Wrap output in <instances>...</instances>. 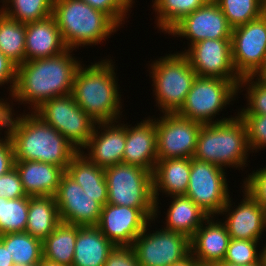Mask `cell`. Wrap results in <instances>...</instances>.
<instances>
[{
    "mask_svg": "<svg viewBox=\"0 0 266 266\" xmlns=\"http://www.w3.org/2000/svg\"><path fill=\"white\" fill-rule=\"evenodd\" d=\"M266 84V63L264 68L255 76Z\"/></svg>",
    "mask_w": 266,
    "mask_h": 266,
    "instance_id": "obj_49",
    "label": "cell"
},
{
    "mask_svg": "<svg viewBox=\"0 0 266 266\" xmlns=\"http://www.w3.org/2000/svg\"><path fill=\"white\" fill-rule=\"evenodd\" d=\"M94 9L107 14L118 26H121L125 16L131 8L133 0H81Z\"/></svg>",
    "mask_w": 266,
    "mask_h": 266,
    "instance_id": "obj_39",
    "label": "cell"
},
{
    "mask_svg": "<svg viewBox=\"0 0 266 266\" xmlns=\"http://www.w3.org/2000/svg\"><path fill=\"white\" fill-rule=\"evenodd\" d=\"M104 172L107 203L132 208H155L151 172L125 163L106 167Z\"/></svg>",
    "mask_w": 266,
    "mask_h": 266,
    "instance_id": "obj_8",
    "label": "cell"
},
{
    "mask_svg": "<svg viewBox=\"0 0 266 266\" xmlns=\"http://www.w3.org/2000/svg\"><path fill=\"white\" fill-rule=\"evenodd\" d=\"M254 77L245 76L239 82L238 89L244 88L245 84L248 86L246 88L248 107L241 109V112H238L239 115H266V84L258 77L254 81Z\"/></svg>",
    "mask_w": 266,
    "mask_h": 266,
    "instance_id": "obj_36",
    "label": "cell"
},
{
    "mask_svg": "<svg viewBox=\"0 0 266 266\" xmlns=\"http://www.w3.org/2000/svg\"><path fill=\"white\" fill-rule=\"evenodd\" d=\"M259 241L230 238L226 256L222 262L247 265L254 264L262 258V251L258 252ZM261 252V253H260Z\"/></svg>",
    "mask_w": 266,
    "mask_h": 266,
    "instance_id": "obj_37",
    "label": "cell"
},
{
    "mask_svg": "<svg viewBox=\"0 0 266 266\" xmlns=\"http://www.w3.org/2000/svg\"><path fill=\"white\" fill-rule=\"evenodd\" d=\"M96 125L97 129L95 126L88 144L84 147L89 149V153H85V156L102 168L123 163L126 125L120 123L116 125L115 122L96 123ZM98 129H101V133Z\"/></svg>",
    "mask_w": 266,
    "mask_h": 266,
    "instance_id": "obj_18",
    "label": "cell"
},
{
    "mask_svg": "<svg viewBox=\"0 0 266 266\" xmlns=\"http://www.w3.org/2000/svg\"><path fill=\"white\" fill-rule=\"evenodd\" d=\"M66 173L95 201L102 206L107 203V181L104 168L92 163L84 155L83 149L69 163Z\"/></svg>",
    "mask_w": 266,
    "mask_h": 266,
    "instance_id": "obj_26",
    "label": "cell"
},
{
    "mask_svg": "<svg viewBox=\"0 0 266 266\" xmlns=\"http://www.w3.org/2000/svg\"><path fill=\"white\" fill-rule=\"evenodd\" d=\"M157 161L155 118L145 119L131 128L126 125L123 163L142 167L153 174Z\"/></svg>",
    "mask_w": 266,
    "mask_h": 266,
    "instance_id": "obj_20",
    "label": "cell"
},
{
    "mask_svg": "<svg viewBox=\"0 0 266 266\" xmlns=\"http://www.w3.org/2000/svg\"><path fill=\"white\" fill-rule=\"evenodd\" d=\"M266 245V244H265ZM262 257L264 259L265 262V266H266V246L264 247V249H262Z\"/></svg>",
    "mask_w": 266,
    "mask_h": 266,
    "instance_id": "obj_52",
    "label": "cell"
},
{
    "mask_svg": "<svg viewBox=\"0 0 266 266\" xmlns=\"http://www.w3.org/2000/svg\"><path fill=\"white\" fill-rule=\"evenodd\" d=\"M4 4H7L6 7L3 6L0 10L22 24L44 19L52 15L53 9V0H5Z\"/></svg>",
    "mask_w": 266,
    "mask_h": 266,
    "instance_id": "obj_33",
    "label": "cell"
},
{
    "mask_svg": "<svg viewBox=\"0 0 266 266\" xmlns=\"http://www.w3.org/2000/svg\"><path fill=\"white\" fill-rule=\"evenodd\" d=\"M17 66L0 51V86L10 83L13 92L16 83ZM12 84V85H11Z\"/></svg>",
    "mask_w": 266,
    "mask_h": 266,
    "instance_id": "obj_44",
    "label": "cell"
},
{
    "mask_svg": "<svg viewBox=\"0 0 266 266\" xmlns=\"http://www.w3.org/2000/svg\"><path fill=\"white\" fill-rule=\"evenodd\" d=\"M248 136V144L252 152L266 146V115H240Z\"/></svg>",
    "mask_w": 266,
    "mask_h": 266,
    "instance_id": "obj_38",
    "label": "cell"
},
{
    "mask_svg": "<svg viewBox=\"0 0 266 266\" xmlns=\"http://www.w3.org/2000/svg\"><path fill=\"white\" fill-rule=\"evenodd\" d=\"M66 49L53 15L26 24L25 61L52 57Z\"/></svg>",
    "mask_w": 266,
    "mask_h": 266,
    "instance_id": "obj_22",
    "label": "cell"
},
{
    "mask_svg": "<svg viewBox=\"0 0 266 266\" xmlns=\"http://www.w3.org/2000/svg\"><path fill=\"white\" fill-rule=\"evenodd\" d=\"M244 190L264 209L266 208V167L260 168L244 180Z\"/></svg>",
    "mask_w": 266,
    "mask_h": 266,
    "instance_id": "obj_40",
    "label": "cell"
},
{
    "mask_svg": "<svg viewBox=\"0 0 266 266\" xmlns=\"http://www.w3.org/2000/svg\"><path fill=\"white\" fill-rule=\"evenodd\" d=\"M0 241L8 249L14 263L37 264L43 259L42 240L25 231L0 235Z\"/></svg>",
    "mask_w": 266,
    "mask_h": 266,
    "instance_id": "obj_31",
    "label": "cell"
},
{
    "mask_svg": "<svg viewBox=\"0 0 266 266\" xmlns=\"http://www.w3.org/2000/svg\"><path fill=\"white\" fill-rule=\"evenodd\" d=\"M154 214L155 208H132L106 203L96 227L115 246H132L137 236L155 219Z\"/></svg>",
    "mask_w": 266,
    "mask_h": 266,
    "instance_id": "obj_14",
    "label": "cell"
},
{
    "mask_svg": "<svg viewBox=\"0 0 266 266\" xmlns=\"http://www.w3.org/2000/svg\"><path fill=\"white\" fill-rule=\"evenodd\" d=\"M224 168L191 158L186 196L209 216L220 214L230 195Z\"/></svg>",
    "mask_w": 266,
    "mask_h": 266,
    "instance_id": "obj_11",
    "label": "cell"
},
{
    "mask_svg": "<svg viewBox=\"0 0 266 266\" xmlns=\"http://www.w3.org/2000/svg\"><path fill=\"white\" fill-rule=\"evenodd\" d=\"M14 262L8 249L0 241V266H13Z\"/></svg>",
    "mask_w": 266,
    "mask_h": 266,
    "instance_id": "obj_45",
    "label": "cell"
},
{
    "mask_svg": "<svg viewBox=\"0 0 266 266\" xmlns=\"http://www.w3.org/2000/svg\"><path fill=\"white\" fill-rule=\"evenodd\" d=\"M54 196L61 222L78 226L97 225L103 206L85 193L66 172Z\"/></svg>",
    "mask_w": 266,
    "mask_h": 266,
    "instance_id": "obj_16",
    "label": "cell"
},
{
    "mask_svg": "<svg viewBox=\"0 0 266 266\" xmlns=\"http://www.w3.org/2000/svg\"><path fill=\"white\" fill-rule=\"evenodd\" d=\"M29 196L17 199L0 197V235L24 232L27 224Z\"/></svg>",
    "mask_w": 266,
    "mask_h": 266,
    "instance_id": "obj_35",
    "label": "cell"
},
{
    "mask_svg": "<svg viewBox=\"0 0 266 266\" xmlns=\"http://www.w3.org/2000/svg\"><path fill=\"white\" fill-rule=\"evenodd\" d=\"M146 227L132 245L140 266H172L191 252L190 238L161 229L146 233Z\"/></svg>",
    "mask_w": 266,
    "mask_h": 266,
    "instance_id": "obj_13",
    "label": "cell"
},
{
    "mask_svg": "<svg viewBox=\"0 0 266 266\" xmlns=\"http://www.w3.org/2000/svg\"><path fill=\"white\" fill-rule=\"evenodd\" d=\"M200 263L194 258L190 252L186 257L174 263L172 266H198Z\"/></svg>",
    "mask_w": 266,
    "mask_h": 266,
    "instance_id": "obj_47",
    "label": "cell"
},
{
    "mask_svg": "<svg viewBox=\"0 0 266 266\" xmlns=\"http://www.w3.org/2000/svg\"><path fill=\"white\" fill-rule=\"evenodd\" d=\"M73 50L66 49L58 55L25 61L17 66L12 99L31 103L32 110H36L54 97L71 94L75 73L81 65L70 54Z\"/></svg>",
    "mask_w": 266,
    "mask_h": 266,
    "instance_id": "obj_1",
    "label": "cell"
},
{
    "mask_svg": "<svg viewBox=\"0 0 266 266\" xmlns=\"http://www.w3.org/2000/svg\"><path fill=\"white\" fill-rule=\"evenodd\" d=\"M60 223L55 196H29L26 233L43 241Z\"/></svg>",
    "mask_w": 266,
    "mask_h": 266,
    "instance_id": "obj_28",
    "label": "cell"
},
{
    "mask_svg": "<svg viewBox=\"0 0 266 266\" xmlns=\"http://www.w3.org/2000/svg\"><path fill=\"white\" fill-rule=\"evenodd\" d=\"M2 100L0 99V130L5 129L6 118L9 112L8 103L4 102V99Z\"/></svg>",
    "mask_w": 266,
    "mask_h": 266,
    "instance_id": "obj_46",
    "label": "cell"
},
{
    "mask_svg": "<svg viewBox=\"0 0 266 266\" xmlns=\"http://www.w3.org/2000/svg\"><path fill=\"white\" fill-rule=\"evenodd\" d=\"M232 61L237 74L256 76L266 63V12L235 27L231 35Z\"/></svg>",
    "mask_w": 266,
    "mask_h": 266,
    "instance_id": "obj_10",
    "label": "cell"
},
{
    "mask_svg": "<svg viewBox=\"0 0 266 266\" xmlns=\"http://www.w3.org/2000/svg\"><path fill=\"white\" fill-rule=\"evenodd\" d=\"M33 112L79 151L88 144L96 126V122L77 105L72 94L54 97Z\"/></svg>",
    "mask_w": 266,
    "mask_h": 266,
    "instance_id": "obj_9",
    "label": "cell"
},
{
    "mask_svg": "<svg viewBox=\"0 0 266 266\" xmlns=\"http://www.w3.org/2000/svg\"><path fill=\"white\" fill-rule=\"evenodd\" d=\"M114 247L96 226H78L72 266H104Z\"/></svg>",
    "mask_w": 266,
    "mask_h": 266,
    "instance_id": "obj_25",
    "label": "cell"
},
{
    "mask_svg": "<svg viewBox=\"0 0 266 266\" xmlns=\"http://www.w3.org/2000/svg\"><path fill=\"white\" fill-rule=\"evenodd\" d=\"M14 167L28 196H54L66 172L62 167L39 161H15Z\"/></svg>",
    "mask_w": 266,
    "mask_h": 266,
    "instance_id": "obj_23",
    "label": "cell"
},
{
    "mask_svg": "<svg viewBox=\"0 0 266 266\" xmlns=\"http://www.w3.org/2000/svg\"><path fill=\"white\" fill-rule=\"evenodd\" d=\"M209 0H155L157 27L168 33L184 17L205 5Z\"/></svg>",
    "mask_w": 266,
    "mask_h": 266,
    "instance_id": "obj_32",
    "label": "cell"
},
{
    "mask_svg": "<svg viewBox=\"0 0 266 266\" xmlns=\"http://www.w3.org/2000/svg\"><path fill=\"white\" fill-rule=\"evenodd\" d=\"M233 28L214 0L190 13L169 32L190 39V45L205 39H231Z\"/></svg>",
    "mask_w": 266,
    "mask_h": 266,
    "instance_id": "obj_17",
    "label": "cell"
},
{
    "mask_svg": "<svg viewBox=\"0 0 266 266\" xmlns=\"http://www.w3.org/2000/svg\"><path fill=\"white\" fill-rule=\"evenodd\" d=\"M232 28L259 18L266 12V0H214Z\"/></svg>",
    "mask_w": 266,
    "mask_h": 266,
    "instance_id": "obj_34",
    "label": "cell"
},
{
    "mask_svg": "<svg viewBox=\"0 0 266 266\" xmlns=\"http://www.w3.org/2000/svg\"><path fill=\"white\" fill-rule=\"evenodd\" d=\"M26 24L0 10V51L16 66L25 62Z\"/></svg>",
    "mask_w": 266,
    "mask_h": 266,
    "instance_id": "obj_30",
    "label": "cell"
},
{
    "mask_svg": "<svg viewBox=\"0 0 266 266\" xmlns=\"http://www.w3.org/2000/svg\"><path fill=\"white\" fill-rule=\"evenodd\" d=\"M198 266H217V265H210V264H199Z\"/></svg>",
    "mask_w": 266,
    "mask_h": 266,
    "instance_id": "obj_53",
    "label": "cell"
},
{
    "mask_svg": "<svg viewBox=\"0 0 266 266\" xmlns=\"http://www.w3.org/2000/svg\"><path fill=\"white\" fill-rule=\"evenodd\" d=\"M238 91V84L234 80L197 76L182 107L176 114L203 125L231 119L223 118L212 121L219 111L234 100L233 97Z\"/></svg>",
    "mask_w": 266,
    "mask_h": 266,
    "instance_id": "obj_7",
    "label": "cell"
},
{
    "mask_svg": "<svg viewBox=\"0 0 266 266\" xmlns=\"http://www.w3.org/2000/svg\"><path fill=\"white\" fill-rule=\"evenodd\" d=\"M22 182L15 167L0 176V197L17 199L26 197Z\"/></svg>",
    "mask_w": 266,
    "mask_h": 266,
    "instance_id": "obj_41",
    "label": "cell"
},
{
    "mask_svg": "<svg viewBox=\"0 0 266 266\" xmlns=\"http://www.w3.org/2000/svg\"><path fill=\"white\" fill-rule=\"evenodd\" d=\"M191 158L158 160L153 171V194L157 216L159 191L166 195H185L189 185ZM159 190V191H158Z\"/></svg>",
    "mask_w": 266,
    "mask_h": 266,
    "instance_id": "obj_24",
    "label": "cell"
},
{
    "mask_svg": "<svg viewBox=\"0 0 266 266\" xmlns=\"http://www.w3.org/2000/svg\"><path fill=\"white\" fill-rule=\"evenodd\" d=\"M209 216L190 239L191 253L200 264L216 265L226 256L230 235L225 223ZM207 223V224H206Z\"/></svg>",
    "mask_w": 266,
    "mask_h": 266,
    "instance_id": "obj_21",
    "label": "cell"
},
{
    "mask_svg": "<svg viewBox=\"0 0 266 266\" xmlns=\"http://www.w3.org/2000/svg\"><path fill=\"white\" fill-rule=\"evenodd\" d=\"M233 116L231 119L202 125L193 158L224 168L244 167L251 149L243 119ZM224 166V167H223Z\"/></svg>",
    "mask_w": 266,
    "mask_h": 266,
    "instance_id": "obj_5",
    "label": "cell"
},
{
    "mask_svg": "<svg viewBox=\"0 0 266 266\" xmlns=\"http://www.w3.org/2000/svg\"><path fill=\"white\" fill-rule=\"evenodd\" d=\"M104 266H140L132 246H115Z\"/></svg>",
    "mask_w": 266,
    "mask_h": 266,
    "instance_id": "obj_42",
    "label": "cell"
},
{
    "mask_svg": "<svg viewBox=\"0 0 266 266\" xmlns=\"http://www.w3.org/2000/svg\"><path fill=\"white\" fill-rule=\"evenodd\" d=\"M264 216H265V227H266V208H264Z\"/></svg>",
    "mask_w": 266,
    "mask_h": 266,
    "instance_id": "obj_54",
    "label": "cell"
},
{
    "mask_svg": "<svg viewBox=\"0 0 266 266\" xmlns=\"http://www.w3.org/2000/svg\"><path fill=\"white\" fill-rule=\"evenodd\" d=\"M170 197L173 201L166 213L167 222L164 229L181 233L191 239L209 215L186 195Z\"/></svg>",
    "mask_w": 266,
    "mask_h": 266,
    "instance_id": "obj_27",
    "label": "cell"
},
{
    "mask_svg": "<svg viewBox=\"0 0 266 266\" xmlns=\"http://www.w3.org/2000/svg\"><path fill=\"white\" fill-rule=\"evenodd\" d=\"M112 63L105 59L86 68L80 65L74 76L71 94L77 105L96 123H118L116 120L122 113Z\"/></svg>",
    "mask_w": 266,
    "mask_h": 266,
    "instance_id": "obj_3",
    "label": "cell"
},
{
    "mask_svg": "<svg viewBox=\"0 0 266 266\" xmlns=\"http://www.w3.org/2000/svg\"><path fill=\"white\" fill-rule=\"evenodd\" d=\"M10 106L8 103L5 128L13 144L15 161L50 163L66 171L80 151L33 111L14 118Z\"/></svg>",
    "mask_w": 266,
    "mask_h": 266,
    "instance_id": "obj_2",
    "label": "cell"
},
{
    "mask_svg": "<svg viewBox=\"0 0 266 266\" xmlns=\"http://www.w3.org/2000/svg\"><path fill=\"white\" fill-rule=\"evenodd\" d=\"M13 266H39V263H37V264H17V263H14Z\"/></svg>",
    "mask_w": 266,
    "mask_h": 266,
    "instance_id": "obj_51",
    "label": "cell"
},
{
    "mask_svg": "<svg viewBox=\"0 0 266 266\" xmlns=\"http://www.w3.org/2000/svg\"><path fill=\"white\" fill-rule=\"evenodd\" d=\"M5 133L4 138L0 139V176L11 170L15 162L13 144L8 133Z\"/></svg>",
    "mask_w": 266,
    "mask_h": 266,
    "instance_id": "obj_43",
    "label": "cell"
},
{
    "mask_svg": "<svg viewBox=\"0 0 266 266\" xmlns=\"http://www.w3.org/2000/svg\"><path fill=\"white\" fill-rule=\"evenodd\" d=\"M189 46L182 53L197 76L234 80L239 85L241 77L232 61L231 39H205Z\"/></svg>",
    "mask_w": 266,
    "mask_h": 266,
    "instance_id": "obj_15",
    "label": "cell"
},
{
    "mask_svg": "<svg viewBox=\"0 0 266 266\" xmlns=\"http://www.w3.org/2000/svg\"><path fill=\"white\" fill-rule=\"evenodd\" d=\"M52 15L67 49L98 44L119 26L105 13L81 0H53Z\"/></svg>",
    "mask_w": 266,
    "mask_h": 266,
    "instance_id": "obj_4",
    "label": "cell"
},
{
    "mask_svg": "<svg viewBox=\"0 0 266 266\" xmlns=\"http://www.w3.org/2000/svg\"><path fill=\"white\" fill-rule=\"evenodd\" d=\"M78 225L61 222L42 241L43 259L63 266H72Z\"/></svg>",
    "mask_w": 266,
    "mask_h": 266,
    "instance_id": "obj_29",
    "label": "cell"
},
{
    "mask_svg": "<svg viewBox=\"0 0 266 266\" xmlns=\"http://www.w3.org/2000/svg\"><path fill=\"white\" fill-rule=\"evenodd\" d=\"M245 191V192H244ZM243 193V200L238 204L237 208L230 209L231 198L228 199L226 205L221 210V214L228 212L225 220L230 238L259 241L262 232L265 230L264 209L248 194L246 190ZM232 212H231V211Z\"/></svg>",
    "mask_w": 266,
    "mask_h": 266,
    "instance_id": "obj_19",
    "label": "cell"
},
{
    "mask_svg": "<svg viewBox=\"0 0 266 266\" xmlns=\"http://www.w3.org/2000/svg\"><path fill=\"white\" fill-rule=\"evenodd\" d=\"M155 99L163 113H176L197 77L183 53L169 54L151 64Z\"/></svg>",
    "mask_w": 266,
    "mask_h": 266,
    "instance_id": "obj_6",
    "label": "cell"
},
{
    "mask_svg": "<svg viewBox=\"0 0 266 266\" xmlns=\"http://www.w3.org/2000/svg\"><path fill=\"white\" fill-rule=\"evenodd\" d=\"M217 266H265V262L263 257L256 263L254 264H247V265H240V264H233V263H229V262H220L218 264H216Z\"/></svg>",
    "mask_w": 266,
    "mask_h": 266,
    "instance_id": "obj_48",
    "label": "cell"
},
{
    "mask_svg": "<svg viewBox=\"0 0 266 266\" xmlns=\"http://www.w3.org/2000/svg\"><path fill=\"white\" fill-rule=\"evenodd\" d=\"M202 125L176 113H164L155 119L158 160L192 158Z\"/></svg>",
    "mask_w": 266,
    "mask_h": 266,
    "instance_id": "obj_12",
    "label": "cell"
},
{
    "mask_svg": "<svg viewBox=\"0 0 266 266\" xmlns=\"http://www.w3.org/2000/svg\"><path fill=\"white\" fill-rule=\"evenodd\" d=\"M39 266H63V265H59L57 263L49 262L45 259H42L39 263Z\"/></svg>",
    "mask_w": 266,
    "mask_h": 266,
    "instance_id": "obj_50",
    "label": "cell"
}]
</instances>
